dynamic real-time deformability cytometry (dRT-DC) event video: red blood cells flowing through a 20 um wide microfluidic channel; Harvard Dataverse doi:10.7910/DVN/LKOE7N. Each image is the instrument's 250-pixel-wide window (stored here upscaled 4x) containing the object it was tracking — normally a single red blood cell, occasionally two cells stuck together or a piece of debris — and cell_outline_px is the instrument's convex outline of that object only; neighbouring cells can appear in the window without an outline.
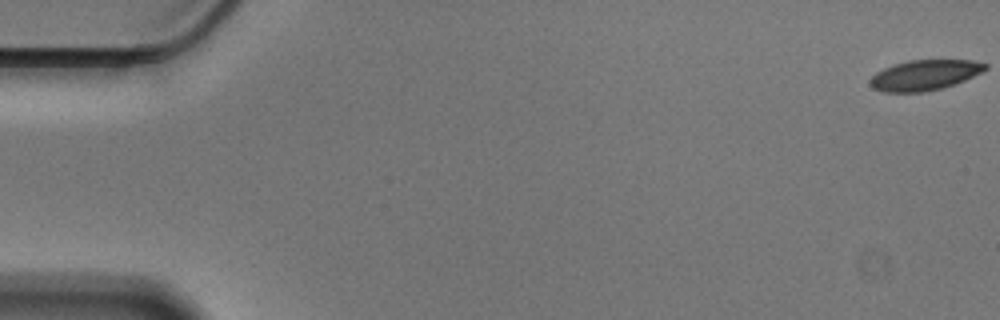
{"species": "Egyptian fruit bat (a non-hibernating species)", "species_latin": "Rousettus aegyptiacus", "temperature_condition": "cold", "stored_images_in_passage": 57, "camera_frame_rate_fps": 3000, "um_per_image_px": 0.085, "animal": {"sex": "male"}, "frame": {"image": 1, "passage_image": 1, "time_ms": 0.0, "image_size_px": [1000, 320], "cell_outline_px": [[984, 68], [968, 76], [948, 84], [932, 88], [884, 88], [876, 84], [872, 80], [884, 72], [892, 68], [904, 64], [924, 60], [960, 60], [984, 64]], "centroid_in_image_um": [78.79, 6.28], "position_along_channel_um": 6.2, "area_um2": 16.01}}
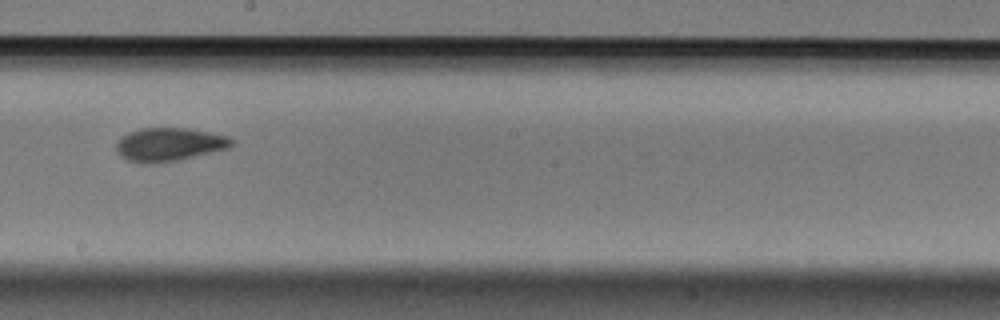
{"frame": {"image": 2, "passage_image": 33, "time_ms": 10.667, "image_size_px": [1000, 320], "cell_outline_px": [[224, 144], [208, 148], [172, 156], [136, 156], [128, 152], [124, 148], [124, 144], [132, 136], [144, 132], [180, 132], [204, 136], [224, 140]], "centroid_in_image_um": [14.31, 12.22], "position_along_channel_um": 233.9, "area_um2": 13.01}}
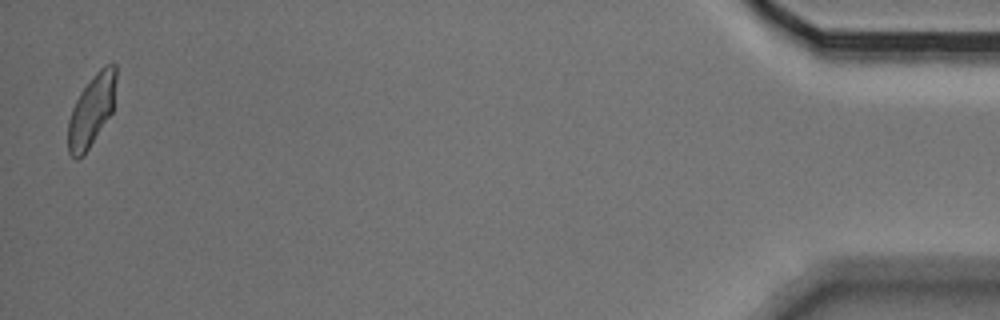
{"frame": {"image": 3, "passage_image": 57, "time_ms": 18.667, "image_size_px": [1000, 320], "cell_outline_px": [[112, 112], [84, 152], [80, 156], [68, 144], [68, 132], [72, 116], [84, 92], [92, 80], [96, 76], [112, 72]], "centroid_in_image_um": [7.74, 9.6], "position_along_channel_um": 427.5, "area_um2": 15.78}, "authors_computed_cell_mechanics": {"area_um2": 15.2592, "velocity_mm_per_s": 3.5307, "shape_relaxation_time_tau1_ms": null, "shape_relaxation_time_tau2_ms": 3.4343, "deformation_change_tau1": null, "deformation_change_tau2": 0.0759}}